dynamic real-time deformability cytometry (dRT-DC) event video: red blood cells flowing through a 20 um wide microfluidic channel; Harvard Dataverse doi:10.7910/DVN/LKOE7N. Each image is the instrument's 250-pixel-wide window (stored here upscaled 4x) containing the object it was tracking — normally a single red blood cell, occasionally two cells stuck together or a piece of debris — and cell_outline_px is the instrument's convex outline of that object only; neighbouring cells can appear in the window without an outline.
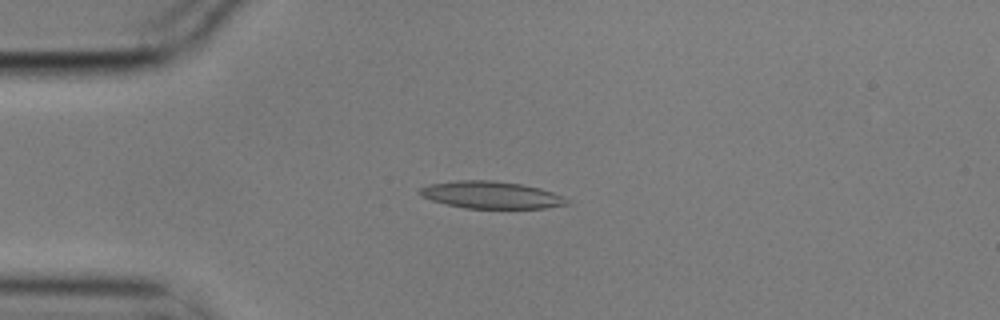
{"species": "common noctule bat (a hibernating species)", "species_latin": "Nyctalus noctula", "temperature_condition": "cold", "stored_images_in_passage": 6, "camera_frame_rate_fps": 3000, "um_per_image_px": 0.085, "animal": {"sex": "male", "body_mass_g": 17.9}, "frame": {"image": 1, "passage_image": 4, "time_ms": 1.0, "image_size_px": [1000, 320], "cell_outline_px": [[572, 200], [568, 204], [544, 208], [464, 208], [432, 200], [416, 192], [420, 188], [428, 184], [456, 180], [492, 180], [520, 184], [540, 188], [564, 196]], "centroid_in_image_um": [41.77, 16.56], "position_along_channel_um": 43.2, "area_um2": 23.29}}
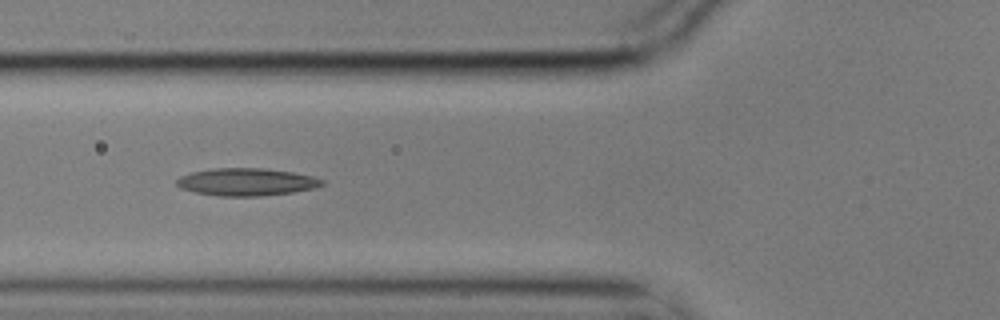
{"frame": {"image": 2, "passage_image": 6, "time_ms": 1.667, "image_size_px": [1000, 320], "cell_outline_px": [[324, 184], [316, 188], [292, 192], [260, 196], [220, 196], [196, 192], [180, 188], [176, 184], [176, 180], [180, 176], [192, 172], [212, 168], [264, 168], [292, 172], [312, 176], [324, 180]], "centroid_in_image_um": [20.95, 15.46], "position_along_channel_um": 104.8, "area_um2": 23.29}}